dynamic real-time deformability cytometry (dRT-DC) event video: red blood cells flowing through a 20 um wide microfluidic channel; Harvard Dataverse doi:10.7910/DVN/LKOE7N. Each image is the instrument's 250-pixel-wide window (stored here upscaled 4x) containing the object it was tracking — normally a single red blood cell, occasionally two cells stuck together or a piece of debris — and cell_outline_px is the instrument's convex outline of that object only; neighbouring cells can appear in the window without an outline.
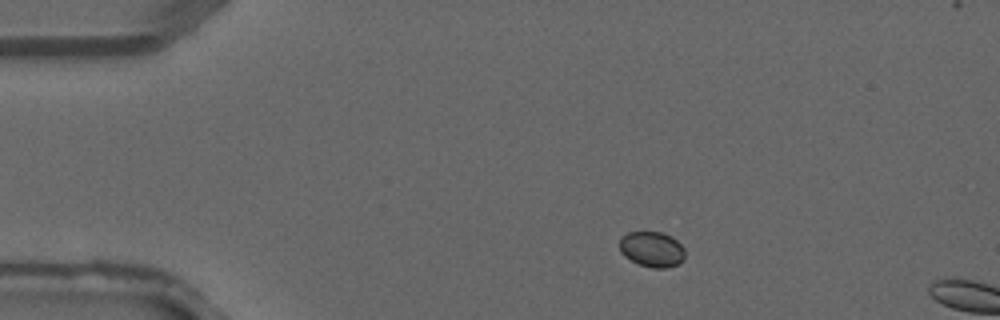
{"species": "common noctule bat (a hibernating species)", "species_latin": "Nyctalus noctula", "temperature_condition": "warm", "stored_images_in_passage": 2, "camera_frame_rate_fps": 3000, "um_per_image_px": 0.085, "animal": {"sex": "male", "forearm_length_mm": 52.5}, "frame": {"image": 1, "passage_image": 1, "time_ms": 0.0, "image_size_px": [1000, 320], "cell_outline_px": [[684, 260], [668, 268], [652, 268], [640, 264], [624, 256], [620, 252], [620, 240], [628, 232], [660, 232], [672, 236], [684, 248]], "centroid_in_image_um": [55.43, 21.19], "position_along_channel_um": 29.6, "area_um2": 13.41}}